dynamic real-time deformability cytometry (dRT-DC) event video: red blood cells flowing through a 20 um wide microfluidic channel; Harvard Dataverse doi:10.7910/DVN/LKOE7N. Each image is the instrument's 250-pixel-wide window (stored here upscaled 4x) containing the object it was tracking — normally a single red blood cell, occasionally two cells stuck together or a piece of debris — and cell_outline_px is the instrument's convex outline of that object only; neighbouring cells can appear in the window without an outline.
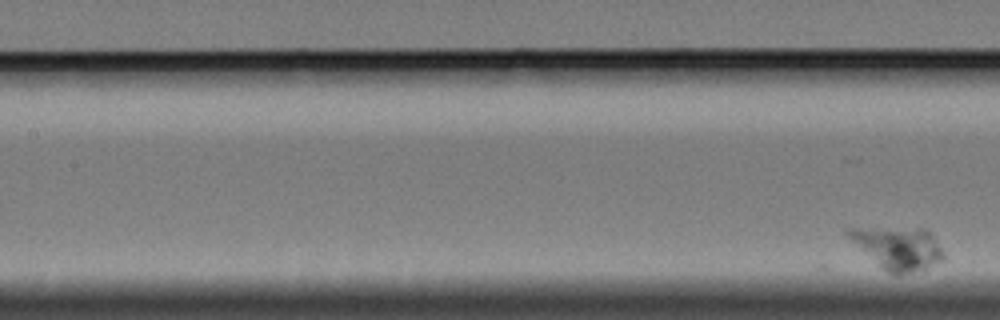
{"species": "Egyptian fruit bat (a non-hibernating species)", "species_latin": "Rousettus aegyptiacus", "temperature_condition": "cold", "stored_images_in_passage": 8, "segment_of_instrument_passage": [2, 2], "camera_frame_rate_fps": 3000, "um_per_image_px": 0.085, "animal": {"sex": "female"}, "frame": {"image": 1, "passage_image": 8, "time_ms": 8.333, "image_size_px": [1000, 320], "cell_outline_px": [[944, 260], [928, 268], [900, 276], [896, 276], [880, 268], [844, 232], [848, 228], [924, 228], [932, 232], [944, 252]], "centroid_in_image_um": [76.39, 21.1], "position_along_channel_um": 131.0, "area_um2": 23.87}}